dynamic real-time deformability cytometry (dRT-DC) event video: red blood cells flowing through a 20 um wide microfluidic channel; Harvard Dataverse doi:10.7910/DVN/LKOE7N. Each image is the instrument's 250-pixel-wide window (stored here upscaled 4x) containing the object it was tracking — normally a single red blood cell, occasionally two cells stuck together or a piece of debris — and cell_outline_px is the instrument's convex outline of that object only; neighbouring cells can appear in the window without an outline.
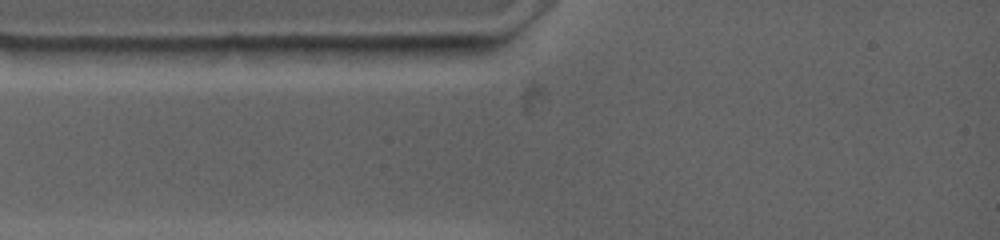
{"species": "common noctule bat (a hibernating species)", "species_latin": "Nyctalus noctula", "temperature_condition": "warm", "stored_images_in_passage": 2, "camera_frame_rate_fps": 4500, "um_per_image_px": 0.085, "animal": {"sex": "female", "body_mass_g": 19.0, "forearm_length_mm": 53.3}, "frame": {"image": 1, "passage_image": 1, "time_ms": 0.0, "image_size_px": [1000, 240], "cell_outline_px": [[456, 44], [448, 48], [428, 56], [316, 60], [300, 48], [428, 44]], "centroid_in_image_um": [31.87, 4.38], "position_along_channel_um": 53.1, "area_um2": 11.91}}